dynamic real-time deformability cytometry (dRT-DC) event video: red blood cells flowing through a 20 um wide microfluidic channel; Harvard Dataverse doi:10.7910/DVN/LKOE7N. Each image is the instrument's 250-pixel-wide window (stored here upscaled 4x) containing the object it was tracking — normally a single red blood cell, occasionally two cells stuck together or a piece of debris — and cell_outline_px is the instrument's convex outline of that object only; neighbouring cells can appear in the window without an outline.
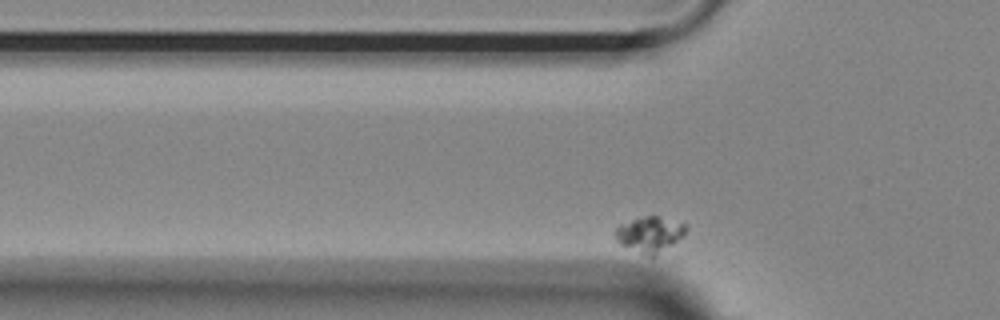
{"species": "Egyptian fruit bat (a non-hibernating species)", "species_latin": "Rousettus aegyptiacus", "temperature_condition": "room temperature", "stored_images_in_passage": 35, "camera_frame_rate_fps": 3000, "um_per_image_px": 0.085, "animal": {"sex": "female"}, "frame": {"image": 1, "passage_image": 3, "time_ms": 0.667, "image_size_px": [1000, 320], "cell_outline_px": [[688, 224], [684, 236], [656, 256], [648, 256], [620, 244], [616, 240], [616, 228], [620, 224], [632, 220], [648, 216], [656, 216]], "centroid_in_image_um": [55.26, 19.92], "position_along_channel_um": 70.5, "area_um2": 14.45}}
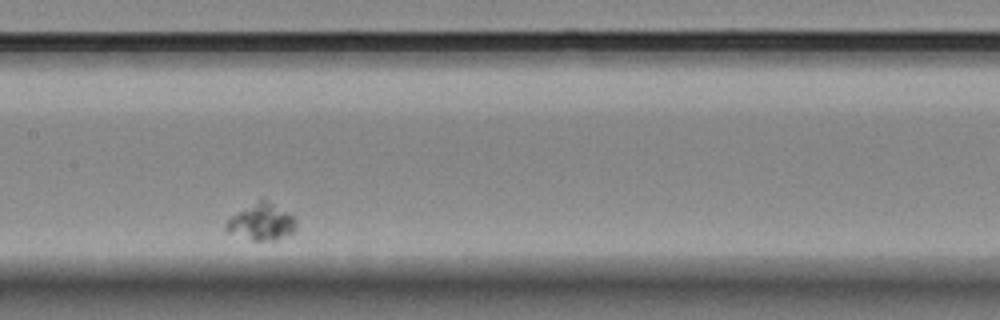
{"frame": {"image": 2, "passage_image": 15, "time_ms": 4.667, "image_size_px": [1000, 320], "cell_outline_px": [[296, 228], [292, 232], [272, 240], [252, 240], [228, 232], [224, 228], [224, 224], [232, 216], [264, 196], [288, 212], [296, 220]], "centroid_in_image_um": [22.22, 18.83], "position_along_channel_um": 185.2, "area_um2": 14.8}}
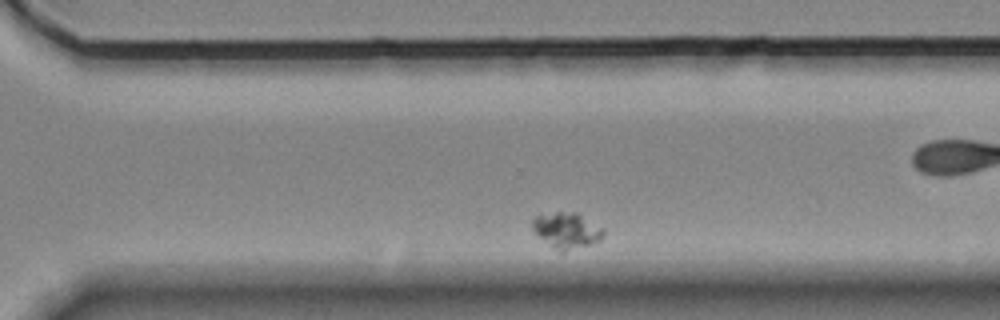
{"frame": {"image": 3, "passage_image": 29, "time_ms": 9.333, "image_size_px": [1000, 320], "cell_outline_px": [[604, 236], [600, 240], [564, 252], [560, 252], [540, 236], [532, 228], [532, 220], [536, 216], [556, 212], [576, 212], [604, 228]], "centroid_in_image_um": [48.2, 19.56], "position_along_channel_um": 322.4, "area_um2": 14.45}}